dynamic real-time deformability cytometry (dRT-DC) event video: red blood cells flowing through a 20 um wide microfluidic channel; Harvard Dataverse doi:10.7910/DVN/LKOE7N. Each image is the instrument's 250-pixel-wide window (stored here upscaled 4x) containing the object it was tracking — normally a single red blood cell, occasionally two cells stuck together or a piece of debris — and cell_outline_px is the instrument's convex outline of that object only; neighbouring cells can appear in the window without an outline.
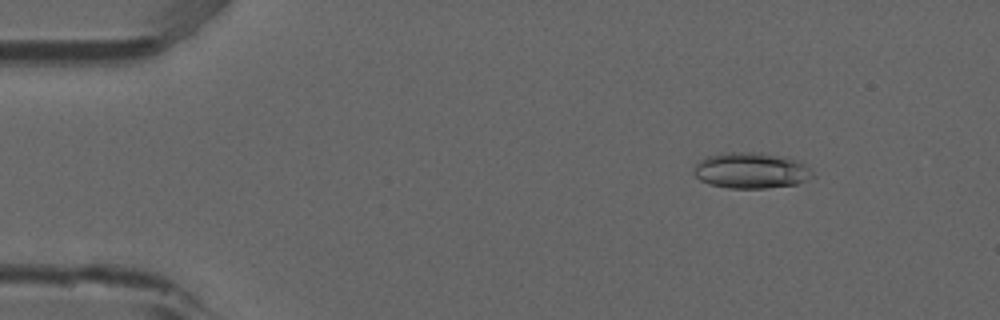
{"species": "common noctule bat (a hibernating species)", "species_latin": "Nyctalus noctula", "temperature_condition": "room temperature", "stored_images_in_passage": 53, "camera_frame_rate_fps": 3000, "um_per_image_px": 0.085, "animal": {"sex": "male", "forearm_length_mm": 52.5}, "frame": {"image": 1, "passage_image": 7, "time_ms": 2.0, "image_size_px": [1000, 320], "cell_outline_px": [[816, 176], [796, 184], [764, 188], [728, 188], [708, 184], [700, 180], [692, 172], [692, 168], [700, 160], [708, 156], [720, 152], [760, 152], [788, 156], [804, 164]], "centroid_in_image_um": [63.82, 14.48], "position_along_channel_um": 21.2, "area_um2": 25.2}}
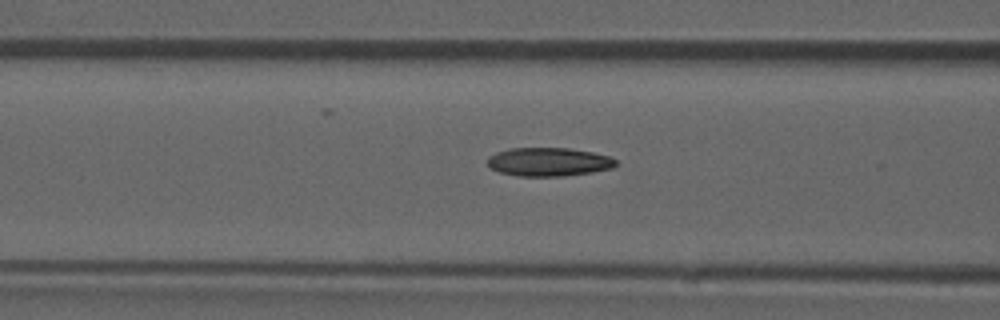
{"frame": {"image": 2, "passage_image": 21, "time_ms": 6.667, "image_size_px": [1000, 320], "cell_outline_px": [[616, 164], [612, 168], [592, 172], [564, 176], [520, 176], [500, 172], [492, 168], [488, 164], [488, 156], [496, 152], [508, 148], [568, 148], [592, 152], [608, 156], [616, 160]], "centroid_in_image_um": [46.62, 13.75], "position_along_channel_um": 120.0, "area_um2": 21.27}}
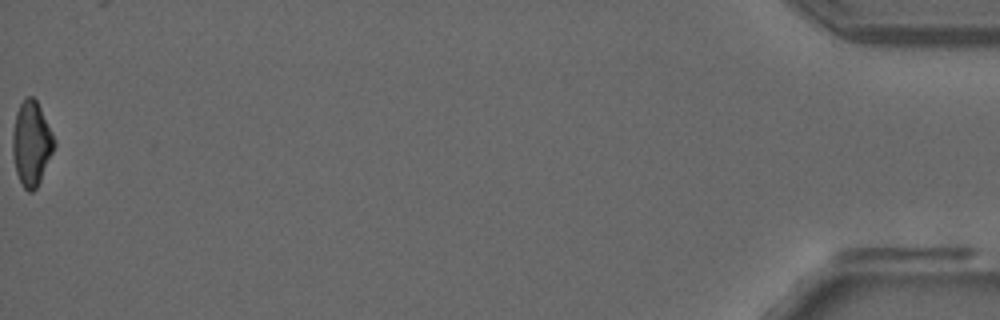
{"frame": {"image": 3, "passage_image": 53, "time_ms": 17.333, "image_size_px": [1000, 320], "cell_outline_px": [[56, 144], [40, 180], [36, 188], [32, 192], [28, 192], [24, 188], [16, 172], [12, 156], [12, 132], [16, 112], [20, 104], [28, 96], [32, 96], [36, 100], [56, 140]], "centroid_in_image_um": [2.66, 12.2], "position_along_channel_um": 432.5, "area_um2": 20.35}, "authors_computed_cell_mechanics": {"area_um2": 21.386, "velocity_mm_per_s": 3.9054, "shape_relaxation_time_tau1_ms": 10.511, "shape_relaxation_time_tau2_ms": 3.2972, "deformation_change_tau1": 0.25, "deformation_change_tau2": 0.1024}}